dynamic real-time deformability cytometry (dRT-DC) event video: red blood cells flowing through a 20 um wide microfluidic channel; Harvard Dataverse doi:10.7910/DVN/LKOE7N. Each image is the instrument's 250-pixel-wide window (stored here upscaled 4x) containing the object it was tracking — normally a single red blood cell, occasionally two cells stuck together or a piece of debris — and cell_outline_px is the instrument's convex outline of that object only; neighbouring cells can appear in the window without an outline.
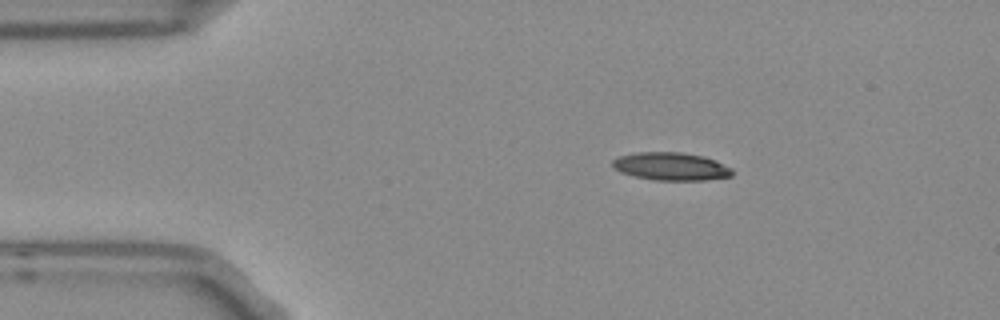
{"species": "Egyptian fruit bat (a non-hibernating species)", "species_latin": "Rousettus aegyptiacus", "temperature_condition": "room temperature", "stored_images_in_passage": 5, "camera_frame_rate_fps": 3000, "um_per_image_px": 0.085, "frame": {"image": 1, "passage_image": 1, "time_ms": 0.0, "image_size_px": [1000, 320], "cell_outline_px": [[732, 176], [704, 180], [656, 180], [636, 176], [620, 172], [612, 168], [612, 160], [620, 156], [636, 152], [680, 152], [704, 156], [716, 160], [732, 168]], "centroid_in_image_um": [57.03, 14.14], "position_along_channel_um": 28.0, "area_um2": 19.48}}
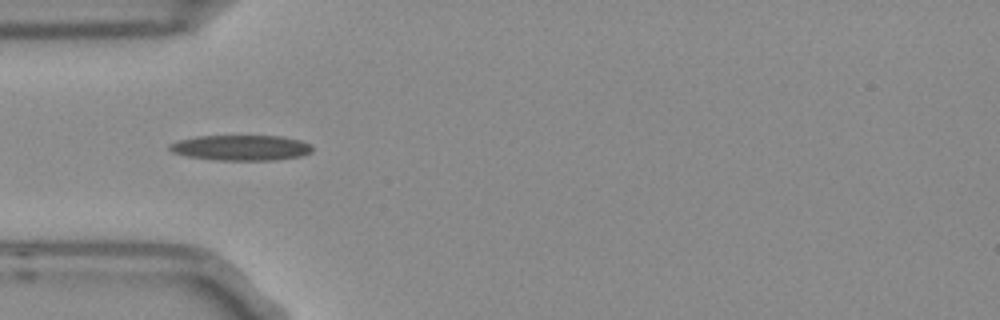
{"frame": {"image": 2, "passage_image": 3, "time_ms": 0.667, "image_size_px": [1000, 320], "cell_outline_px": [[312, 152], [300, 156], [276, 160], [216, 160], [188, 156], [172, 152], [168, 148], [168, 144], [180, 140], [200, 136], [280, 136], [300, 140], [312, 144]], "centroid_in_image_um": [20.51, 12.56], "position_along_channel_um": 64.5, "area_um2": 21.1}}
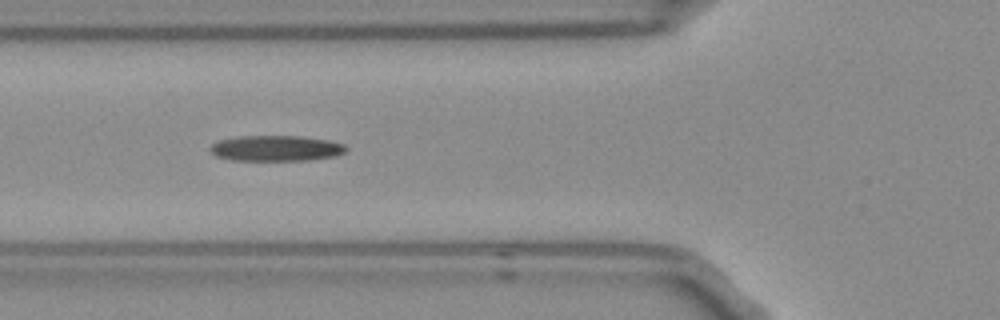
{"frame": {"image": 3, "passage_image": 4, "time_ms": 1.0, "image_size_px": [1000, 320], "cell_outline_px": [[348, 148], [344, 152], [332, 156], [308, 160], [232, 160], [216, 156], [208, 148], [212, 144], [220, 140], [236, 136], [300, 136], [328, 140], [344, 144]], "centroid_in_image_um": [23.43, 12.6], "position_along_channel_um": 102.4, "area_um2": 20.17}}